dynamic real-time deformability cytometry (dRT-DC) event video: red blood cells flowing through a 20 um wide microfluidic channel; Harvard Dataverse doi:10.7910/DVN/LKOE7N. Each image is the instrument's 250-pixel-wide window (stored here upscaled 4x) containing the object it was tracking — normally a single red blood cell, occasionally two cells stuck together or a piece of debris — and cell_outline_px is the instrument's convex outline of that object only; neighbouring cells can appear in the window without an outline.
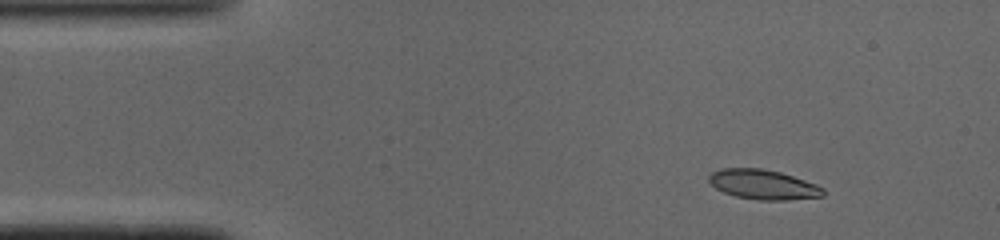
{"species": "common noctule bat (a hibernating species)", "species_latin": "Nyctalus noctula", "temperature_condition": "cold", "stored_images_in_passage": 45, "camera_frame_rate_fps": 3000, "um_per_image_px": 0.085, "animal": {"sex": "male", "body_mass_g": 19.0, "forearm_length_mm": 50.8}, "frame": {"image": 1, "passage_image": 2, "time_ms": 0.333, "image_size_px": [1000, 240], "cell_outline_px": [[824, 196], [788, 200], [760, 200], [736, 196], [724, 192], [716, 188], [708, 180], [708, 176], [712, 172], [720, 168], [760, 168], [780, 172], [816, 184], [824, 188]], "centroid_in_image_um": [64.87, 15.68], "position_along_channel_um": 20.1, "area_um2": 19.71}}
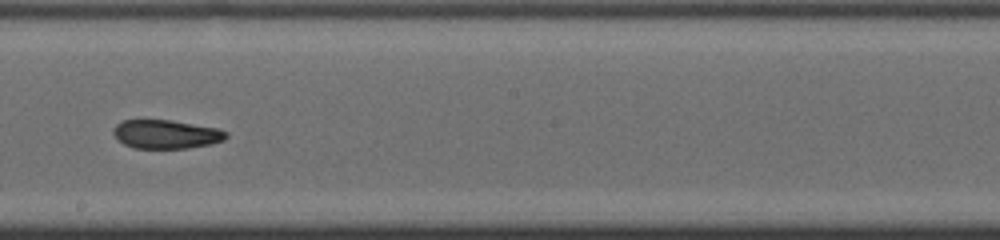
{"frame": {"image": 2, "passage_image": 23, "time_ms": 7.333, "image_size_px": [1000, 240], "cell_outline_px": [[228, 136], [224, 140], [212, 144], [188, 148], [132, 148], [124, 144], [112, 132], [112, 128], [116, 124], [124, 120], [172, 120], [216, 128], [228, 132]], "centroid_in_image_um": [14.13, 11.41], "position_along_channel_um": 234.1, "area_um2": 18.9}}
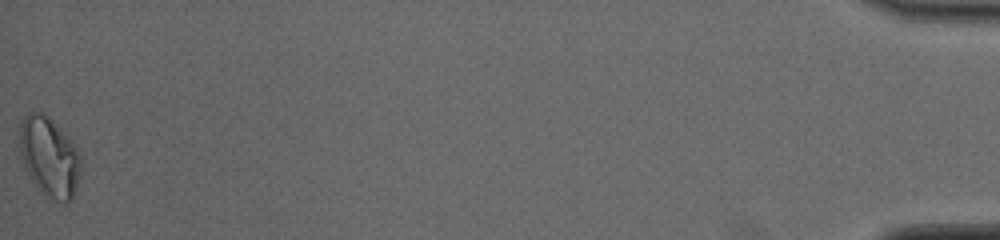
{"frame": {"image": 3, "passage_image": 45, "time_ms": 14.667, "image_size_px": [1000, 240], "cell_outline_px": [[80, 172], [72, 200], [68, 204], [64, 204], [48, 200], [36, 188], [20, 156], [20, 120], [28, 112], [40, 112], [68, 136], [80, 152]], "centroid_in_image_um": [4.19, 13.41], "position_along_channel_um": 431.0, "area_um2": 28.55}, "authors_computed_cell_mechanics": {"area_um2": 20.1144, "velocity_mm_per_s": 4.1003, "shape_relaxation_time_tau1_ms": null, "shape_relaxation_time_tau2_ms": 3.5292, "deformation_change_tau1": null, "deformation_change_tau2": 0.0872}}